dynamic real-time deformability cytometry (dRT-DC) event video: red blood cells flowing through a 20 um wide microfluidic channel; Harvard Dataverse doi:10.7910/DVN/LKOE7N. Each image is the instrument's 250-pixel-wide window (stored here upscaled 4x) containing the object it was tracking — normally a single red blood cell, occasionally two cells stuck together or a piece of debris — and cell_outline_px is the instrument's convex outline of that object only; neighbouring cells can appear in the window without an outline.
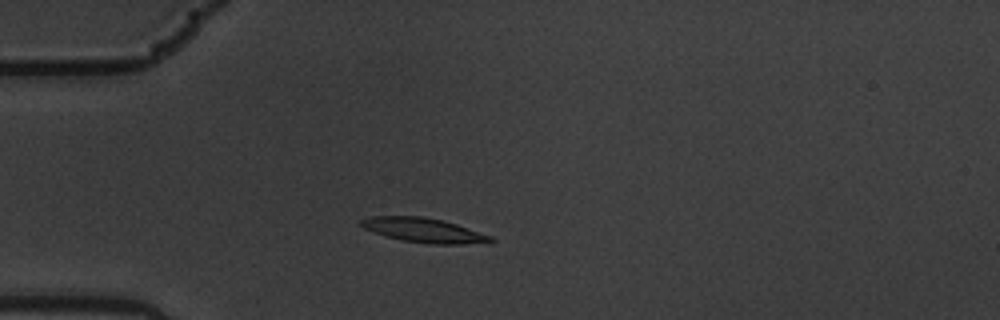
{"species": "common noctule bat (a hibernating species)", "species_latin": "Nyctalus noctula", "temperature_condition": "warm", "stored_images_in_passage": 3, "camera_frame_rate_fps": 3000, "um_per_image_px": 0.085, "animal": {"sex": "male", "body_mass_g": 19.5, "forearm_length_mm": 54.6}, "frame": {"image": 1, "passage_image": 3, "time_ms": 0.667, "image_size_px": [1000, 320], "cell_outline_px": [[496, 240], [492, 244], [432, 244], [400, 240], [384, 236], [364, 228], [360, 224], [360, 220], [372, 216], [420, 216], [444, 220], [492, 236]], "centroid_in_image_um": [36.1, 19.59], "position_along_channel_um": 48.9, "area_um2": 18.73}}